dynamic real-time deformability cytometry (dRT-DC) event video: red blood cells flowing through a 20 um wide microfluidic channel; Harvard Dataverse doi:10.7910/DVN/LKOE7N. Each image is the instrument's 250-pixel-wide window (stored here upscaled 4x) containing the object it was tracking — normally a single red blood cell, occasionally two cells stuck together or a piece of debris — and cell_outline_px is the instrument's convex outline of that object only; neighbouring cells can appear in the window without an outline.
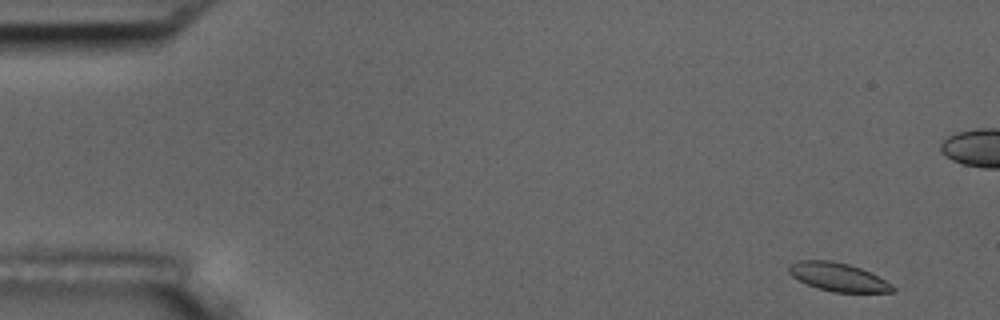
{"species": "common noctule bat (a hibernating species)", "species_latin": "Nyctalus noctula", "temperature_condition": "room temperature", "stored_images_in_passage": 7, "camera_frame_rate_fps": 3000, "um_per_image_px": 0.085, "animal": {"sex": "male", "body_mass_g": 17.5, "forearm_length_mm": 52.3}, "frame": {"image": 1, "passage_image": 1, "time_ms": 0.0, "image_size_px": [1000, 320], "cell_outline_px": [[896, 288], [892, 292], [832, 292], [808, 284], [792, 276], [788, 272], [788, 264], [800, 260], [832, 260], [848, 264], [860, 268], [892, 284]], "centroid_in_image_um": [71.21, 23.53], "position_along_channel_um": 13.8, "area_um2": 16.94}}